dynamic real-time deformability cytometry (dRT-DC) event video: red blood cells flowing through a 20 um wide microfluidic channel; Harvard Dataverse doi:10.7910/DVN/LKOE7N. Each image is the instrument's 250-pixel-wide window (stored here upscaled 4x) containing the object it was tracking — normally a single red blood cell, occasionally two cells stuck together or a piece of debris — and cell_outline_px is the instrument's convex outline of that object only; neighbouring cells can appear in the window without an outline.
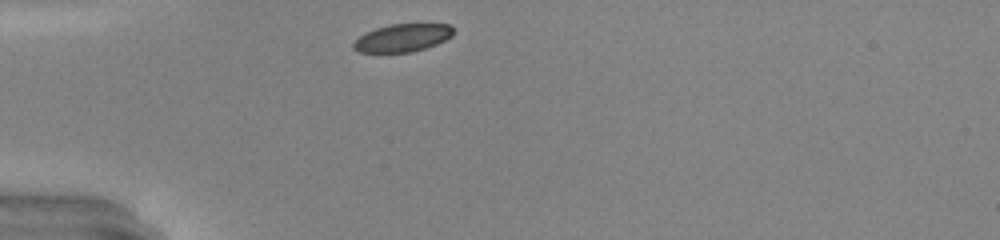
{"species": "common noctule bat (a hibernating species)", "species_latin": "Nyctalus noctula", "temperature_condition": "warm", "stored_images_in_passage": 27, "camera_frame_rate_fps": 3000, "um_per_image_px": 0.085, "animal": {"sex": "male", "body_mass_g": 20.0, "forearm_length_mm": 53.3}, "frame": {"image": 1, "passage_image": 1, "time_ms": 0.0, "image_size_px": [1000, 240], "cell_outline_px": [[452, 36], [436, 44], [412, 52], [360, 52], [352, 48], [352, 44], [360, 36], [376, 28], [392, 24], [448, 24], [452, 28]], "centroid_in_image_um": [34.2, 3.22], "position_along_channel_um": 50.8, "area_um2": 15.9}}
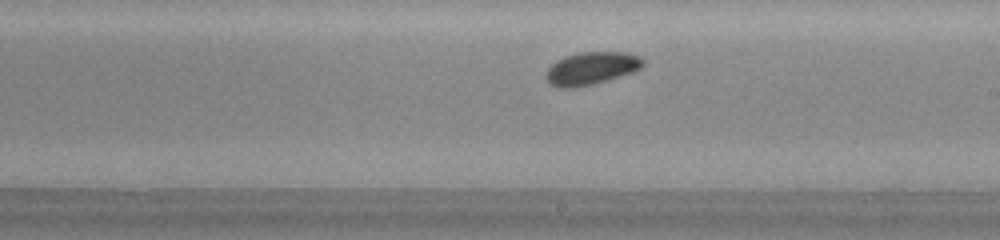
{"frame": {"image": 2, "passage_image": 16, "time_ms": 5.0, "image_size_px": [1000, 240], "cell_outline_px": [[644, 64], [640, 68], [632, 72], [592, 84], [576, 88], [560, 88], [552, 84], [544, 76], [544, 72], [556, 60], [564, 56], [580, 52], [628, 52], [640, 56], [644, 60]], "centroid_in_image_um": [50.24, 5.79], "position_along_channel_um": 238.8, "area_um2": 18.5}}